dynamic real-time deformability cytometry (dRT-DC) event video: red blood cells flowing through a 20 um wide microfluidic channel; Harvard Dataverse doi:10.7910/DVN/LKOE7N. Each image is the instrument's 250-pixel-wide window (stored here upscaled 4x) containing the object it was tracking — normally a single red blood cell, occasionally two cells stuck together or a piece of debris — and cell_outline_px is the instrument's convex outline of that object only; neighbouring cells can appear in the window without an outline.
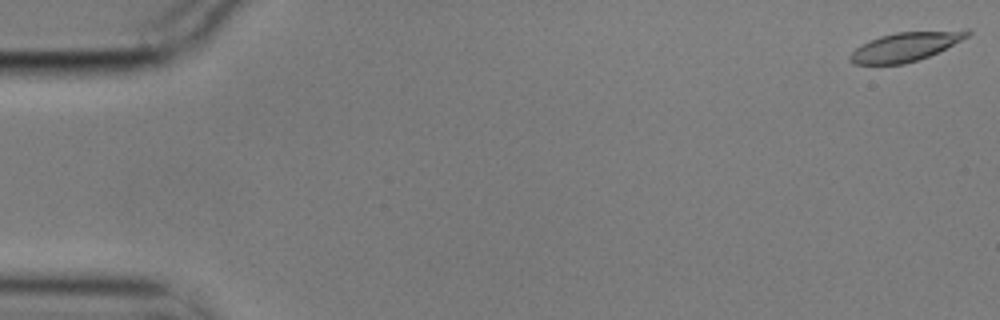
{"species": "common noctule bat (a hibernating species)", "species_latin": "Nyctalus noctula", "temperature_condition": "cold", "stored_images_in_passage": 58, "camera_frame_rate_fps": 3000, "um_per_image_px": 0.085, "animal": {"sex": "male", "body_mass_g": 17.9}, "frame": {"image": 1, "passage_image": 1, "time_ms": 0.0, "image_size_px": [1000, 320], "cell_outline_px": [[972, 32], [968, 36], [928, 56], [904, 64], [852, 64], [848, 60], [848, 56], [860, 44], [880, 36], [896, 32], [968, 28]], "centroid_in_image_um": [76.96, 3.93], "position_along_channel_um": 8.0, "area_um2": 20.0}}
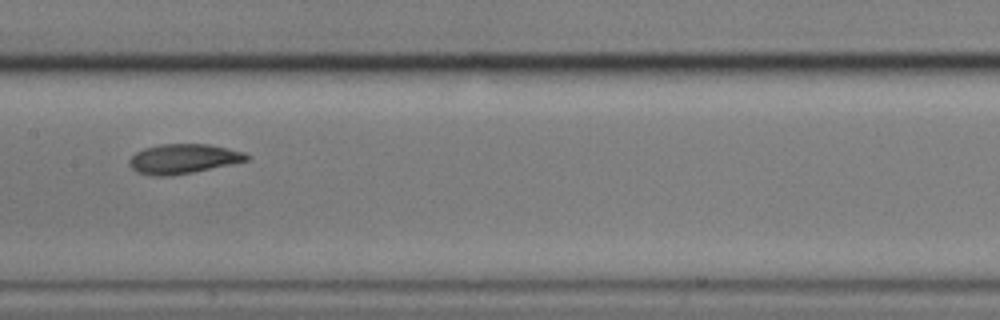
{"frame": {"image": 2, "passage_image": 29, "time_ms": 9.333, "image_size_px": [1000, 320], "cell_outline_px": [[252, 156], [248, 160], [232, 164], [172, 176], [152, 176], [136, 172], [128, 164], [128, 160], [136, 152], [144, 148], [160, 144], [208, 144], [228, 148], [244, 152]], "centroid_in_image_um": [15.57, 13.5], "position_along_channel_um": 191.8, "area_um2": 20.4}}
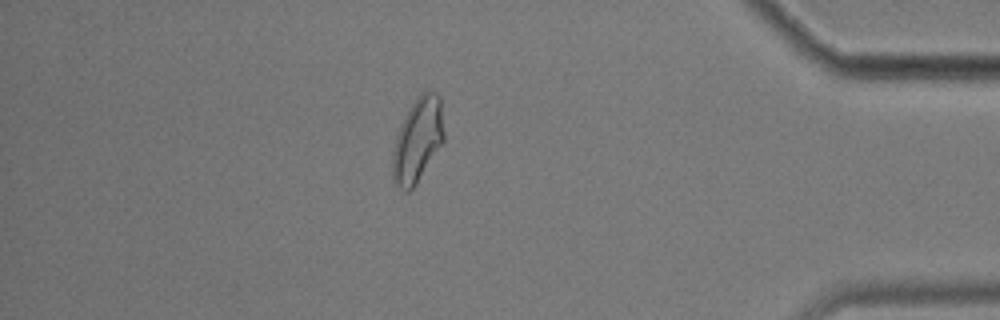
{"frame": {"image": 3, "passage_image": 50, "time_ms": 16.333, "image_size_px": [1000, 320], "cell_outline_px": [[444, 140], [416, 184], [408, 192], [404, 192], [392, 180], [392, 152], [396, 136], [400, 124], [408, 108], [416, 96], [424, 88], [432, 88], [440, 96], [444, 132]], "centroid_in_image_um": [35.49, 11.83], "position_along_channel_um": 399.7, "area_um2": 25.78}, "authors_computed_cell_mechanics": {"area_um2": 20.4034, "velocity_mm_per_s": 3.5089, "shape_relaxation_time_tau1_ms": null, "shape_relaxation_time_tau2_ms": 4.1949, "deformation_change_tau1": null, "deformation_change_tau2": 0.0477}}